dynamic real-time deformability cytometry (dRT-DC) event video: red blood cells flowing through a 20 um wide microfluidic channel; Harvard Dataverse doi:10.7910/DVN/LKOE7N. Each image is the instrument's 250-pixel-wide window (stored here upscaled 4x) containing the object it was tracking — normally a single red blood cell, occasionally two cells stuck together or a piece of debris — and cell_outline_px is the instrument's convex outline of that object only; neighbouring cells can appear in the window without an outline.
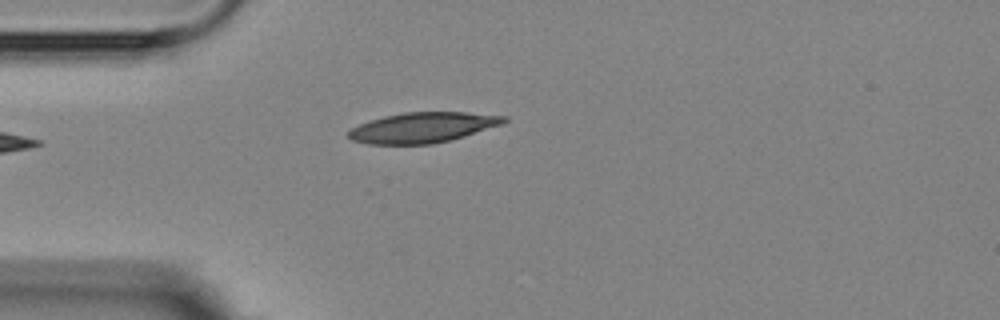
{"species": "Egyptian fruit bat (a non-hibernating species)", "species_latin": "Rousettus aegyptiacus", "temperature_condition": "room temperature", "stored_images_in_passage": 3, "camera_frame_rate_fps": 3000, "um_per_image_px": 0.085, "animal": {"sex": "female"}, "frame": {"image": 1, "passage_image": 3, "time_ms": 2.333, "image_size_px": [1000, 320], "cell_outline_px": [[508, 120], [504, 124], [464, 136], [432, 144], [368, 144], [352, 140], [348, 136], [348, 132], [352, 128], [368, 120], [384, 116], [404, 112], [468, 112], [508, 116]], "centroid_in_image_um": [35.96, 10.83], "position_along_channel_um": 49.0, "area_um2": 27.51}}